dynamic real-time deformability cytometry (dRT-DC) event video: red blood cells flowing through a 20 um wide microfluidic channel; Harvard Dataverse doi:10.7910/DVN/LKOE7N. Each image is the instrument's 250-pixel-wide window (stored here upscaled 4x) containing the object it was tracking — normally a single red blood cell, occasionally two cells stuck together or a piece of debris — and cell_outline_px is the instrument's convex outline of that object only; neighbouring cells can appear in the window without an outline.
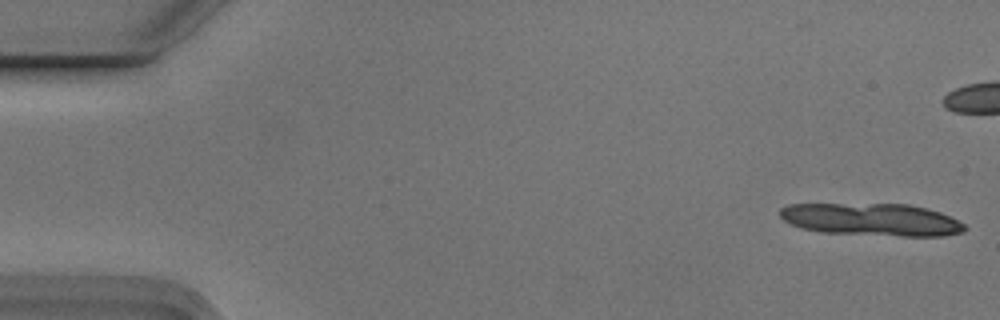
{"species": "Egyptian fruit bat (a non-hibernating species)", "species_latin": "Rousettus aegyptiacus", "temperature_condition": "cold", "stored_images_in_passage": 7, "camera_frame_rate_fps": 3000, "um_per_image_px": 0.085, "animal": {"sex": "male"}, "frame": {"image": 1, "passage_image": 1, "time_ms": 0.0, "image_size_px": [1000, 320], "cell_outline_px": [[968, 228], [964, 232], [944, 236], [900, 236], [820, 232], [800, 228], [784, 220], [780, 216], [780, 208], [788, 204], [908, 204], [940, 212], [964, 224]], "centroid_in_image_um": [74.09, 18.67], "position_along_channel_um": 10.9, "area_um2": 34.97}}